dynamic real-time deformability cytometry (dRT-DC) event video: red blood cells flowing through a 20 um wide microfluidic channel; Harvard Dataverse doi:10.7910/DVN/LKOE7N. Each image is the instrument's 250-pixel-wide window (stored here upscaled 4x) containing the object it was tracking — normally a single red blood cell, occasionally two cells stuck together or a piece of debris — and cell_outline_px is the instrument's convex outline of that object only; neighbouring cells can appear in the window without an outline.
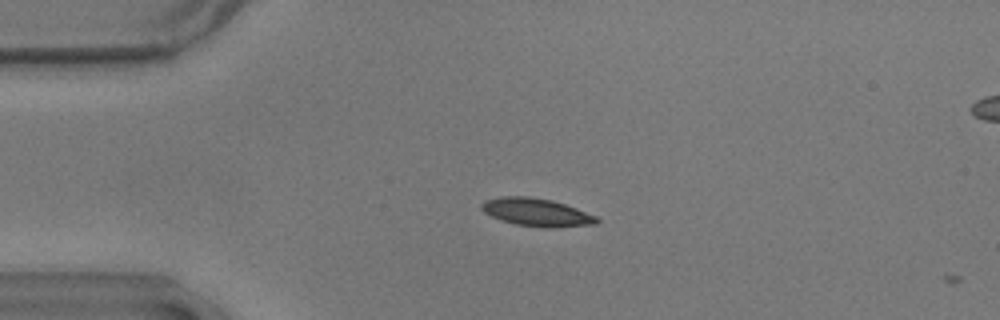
{"species": "common noctule bat (a hibernating species)", "species_latin": "Nyctalus noctula", "temperature_condition": "warm", "stored_images_in_passage": 2, "camera_frame_rate_fps": 3000, "um_per_image_px": 0.085, "animal": {"sex": "male", "body_mass_g": 17.9}, "frame": {"image": 1, "passage_image": 1, "time_ms": 0.0, "image_size_px": [1000, 320], "cell_outline_px": [[600, 220], [596, 224], [548, 228], [516, 224], [492, 216], [484, 212], [480, 208], [480, 204], [484, 200], [500, 196], [528, 196], [552, 200], [576, 208], [596, 216]], "centroid_in_image_um": [45.59, 18.03], "position_along_channel_um": 39.4, "area_um2": 18.61}}